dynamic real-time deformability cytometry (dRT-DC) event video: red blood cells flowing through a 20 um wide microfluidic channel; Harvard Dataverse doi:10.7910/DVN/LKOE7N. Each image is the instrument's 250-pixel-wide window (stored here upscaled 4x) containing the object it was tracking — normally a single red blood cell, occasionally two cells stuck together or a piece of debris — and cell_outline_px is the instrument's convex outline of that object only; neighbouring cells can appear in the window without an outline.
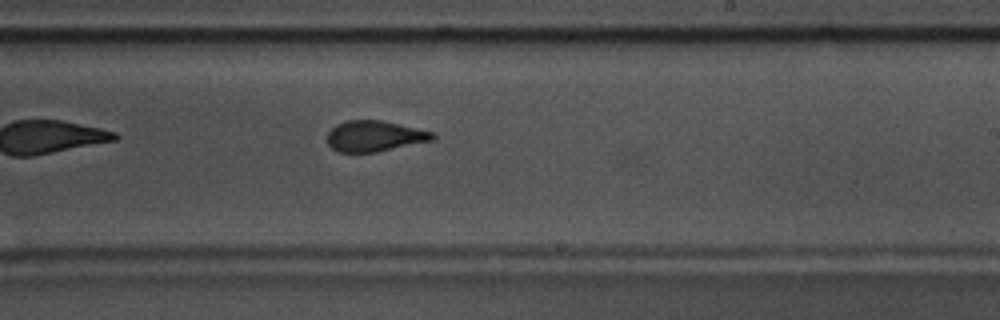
{"species": "common noctule bat (a hibernating species)", "species_latin": "Nyctalus noctula", "temperature_condition": "warm", "stored_images_in_passage": 29, "camera_frame_rate_fps": 3000, "um_per_image_px": 0.085, "animal": {"sex": "male", "body_mass_g": 17.5, "forearm_length_mm": 52.3}, "frame": {"image": 1, "passage_image": 16, "time_ms": 5.0, "image_size_px": [1000, 320], "cell_outline_px": [[436, 136], [432, 140], [376, 152], [336, 152], [328, 144], [328, 132], [336, 124], [348, 120], [384, 120], [436, 132]], "centroid_in_image_um": [31.86, 11.56], "position_along_channel_um": 257.1, "area_um2": 19.02}}